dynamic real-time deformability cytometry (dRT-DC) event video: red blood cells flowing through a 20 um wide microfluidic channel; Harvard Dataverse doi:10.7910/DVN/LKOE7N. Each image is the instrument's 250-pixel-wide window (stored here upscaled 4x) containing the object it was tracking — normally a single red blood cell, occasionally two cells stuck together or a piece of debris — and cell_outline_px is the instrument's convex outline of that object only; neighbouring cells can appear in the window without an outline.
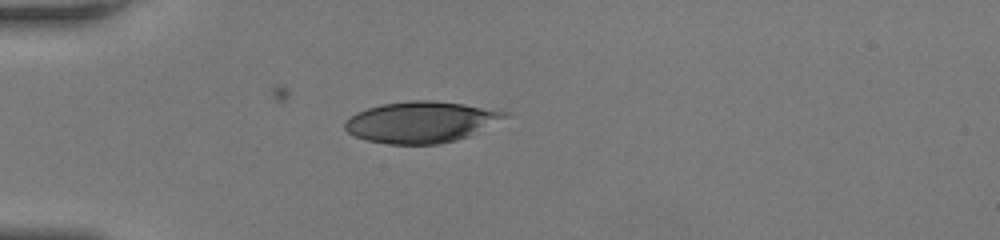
{"species": "human", "species_latin": "Homo sapiens", "temperature_condition": "room temperature", "stored_images_in_passage": 37, "camera_frame_rate_fps": 3000, "um_per_image_px": 0.085, "donor": {"sex": "female"}, "frame": {"image": 1, "passage_image": 1, "time_ms": 0.0, "image_size_px": [1000, 240], "cell_outline_px": [[508, 116], [468, 136], [456, 140], [440, 144], [388, 144], [368, 140], [356, 136], [348, 132], [344, 128], [344, 124], [356, 112], [380, 104], [408, 100], [432, 100], [464, 104], [508, 112]], "centroid_in_image_um": [35.76, 10.37], "position_along_channel_um": 49.2, "area_um2": 38.03}}
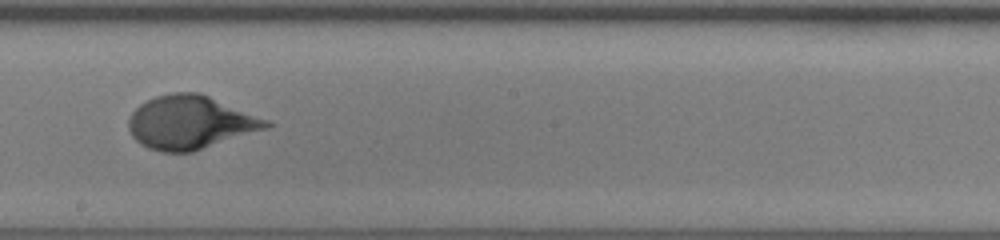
{"frame": {"image": 2, "passage_image": 16, "time_ms": 5.0, "image_size_px": [1000, 240], "cell_outline_px": [[272, 124], [268, 128], [192, 152], [160, 152], [148, 148], [140, 144], [132, 136], [128, 128], [128, 120], [132, 112], [140, 104], [156, 96], [172, 92], [200, 92], [268, 120]], "centroid_in_image_um": [16.15, 10.41], "position_along_channel_um": 232.0, "area_um2": 42.77}}
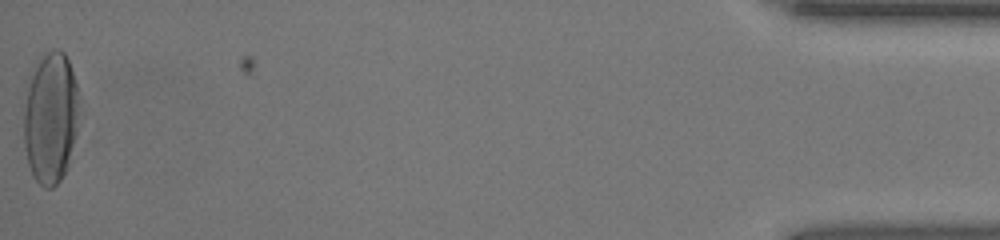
{"frame": {"image": 3, "passage_image": 37, "time_ms": 12.0, "image_size_px": [1000, 240], "cell_outline_px": [[84, 116], [68, 168], [60, 180], [52, 188], [44, 188], [32, 176], [28, 164], [24, 148], [24, 88], [40, 60], [52, 48], [56, 48], [64, 52], [68, 60], [80, 96]], "centroid_in_image_um": [4.37, 10.05], "position_along_channel_um": 430.8, "area_um2": 44.22}, "authors_computed_cell_mechanics": {"area_um2": 40.8646, "velocity_mm_per_s": 4.1532, "shape_relaxation_time_tau1_ms": 5.0163, "shape_relaxation_time_tau2_ms": null, "deformation_change_tau1": 0.2658, "deformation_change_tau2": null}}